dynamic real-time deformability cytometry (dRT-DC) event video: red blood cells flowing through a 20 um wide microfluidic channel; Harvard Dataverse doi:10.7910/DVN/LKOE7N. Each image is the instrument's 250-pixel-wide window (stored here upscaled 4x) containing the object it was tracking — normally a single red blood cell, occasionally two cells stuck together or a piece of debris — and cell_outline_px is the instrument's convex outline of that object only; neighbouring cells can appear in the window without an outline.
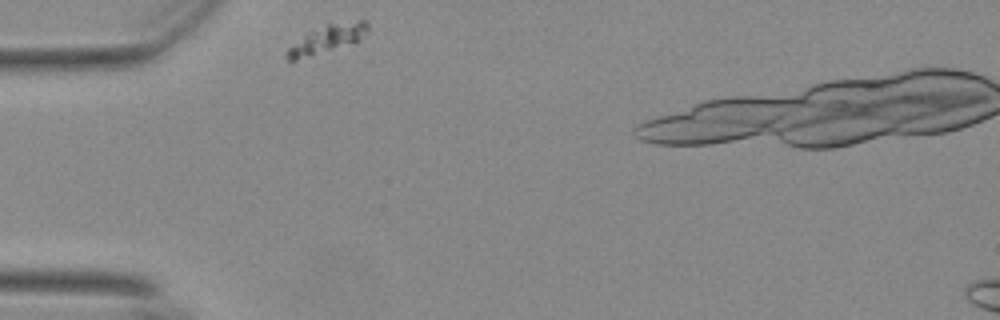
{"species": "Egyptian fruit bat (a non-hibernating species)", "species_latin": "Rousettus aegyptiacus", "temperature_condition": "warm", "stored_images_in_passage": 19, "camera_frame_rate_fps": 3000, "um_per_image_px": 0.085, "animal": {"sex": "female"}, "frame": {"image": 1, "passage_image": 1, "time_ms": 0.0, "image_size_px": [1000, 320], "cell_outline_px": [[368, 32], [360, 40], [292, 64], [284, 56], [284, 52], [288, 48], [304, 36], [328, 24], [360, 20], [364, 20], [368, 24]], "centroid_in_image_um": [27.75, 3.4], "position_along_channel_um": 57.2, "area_um2": 13.29}}
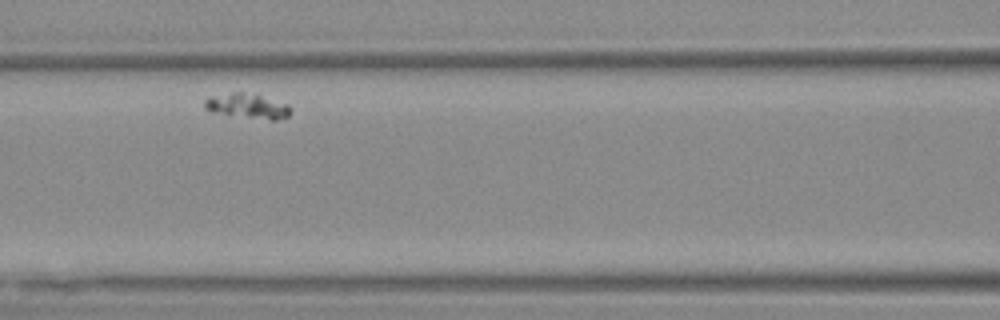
{"frame": {"image": 2, "passage_image": 11, "time_ms": 3.333, "image_size_px": [1000, 320], "cell_outline_px": [[292, 112], [288, 116], [276, 120], [272, 120], [212, 112], [204, 108], [204, 100], [208, 96], [232, 92], [244, 92], [260, 96], [288, 104], [292, 108]], "centroid_in_image_um": [21.02, 9.0], "position_along_channel_um": 145.6, "area_um2": 12.37}}
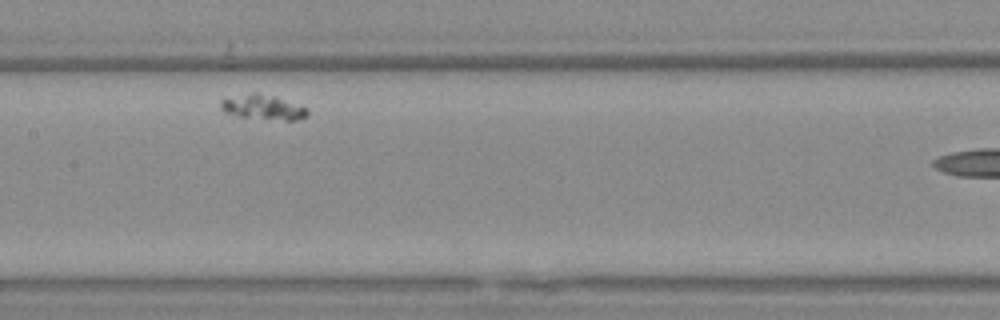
{"frame": {"image": 3, "passage_image": 15, "time_ms": 4.667, "image_size_px": [1000, 320], "cell_outline_px": [[308, 112], [304, 116], [296, 120], [284, 120], [240, 116], [224, 112], [220, 108], [220, 100], [224, 96], [256, 92], [260, 92], [276, 96], [308, 108]], "centroid_in_image_um": [22.28, 9.07], "position_along_channel_um": 185.1, "area_um2": 12.72}}